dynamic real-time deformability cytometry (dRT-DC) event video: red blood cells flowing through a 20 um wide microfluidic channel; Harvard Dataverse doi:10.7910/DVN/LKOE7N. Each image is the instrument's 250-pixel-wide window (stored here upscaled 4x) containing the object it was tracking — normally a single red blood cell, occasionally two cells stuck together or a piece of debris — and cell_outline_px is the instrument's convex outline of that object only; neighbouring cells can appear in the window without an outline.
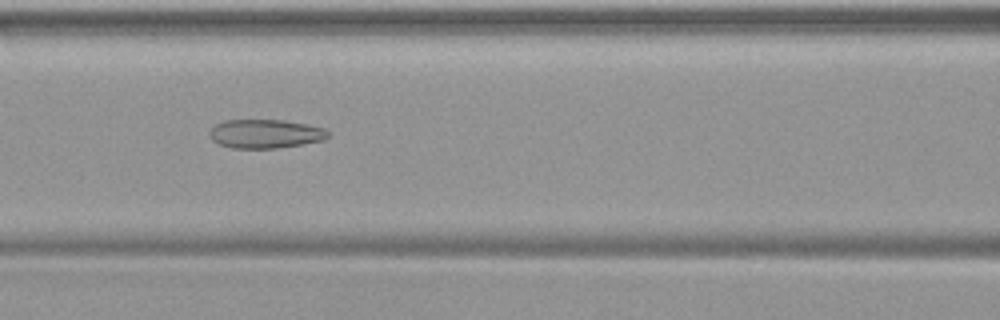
{"species": "common noctule bat (a hibernating species)", "species_latin": "Nyctalus noctula", "temperature_condition": "warm", "stored_images_in_passage": 38, "camera_frame_rate_fps": 3000, "um_per_image_px": 0.085, "animal": {"sex": "female", "body_mass_g": 19.9}, "frame": {"image": 1, "passage_image": 10, "time_ms": 3.0, "image_size_px": [1000, 320], "cell_outline_px": [[328, 136], [324, 140], [276, 148], [232, 148], [220, 144], [212, 140], [208, 132], [216, 124], [224, 120], [284, 120], [308, 124], [324, 128], [328, 132]], "centroid_in_image_um": [22.54, 11.36], "position_along_channel_um": 144.1, "area_um2": 19.83}}
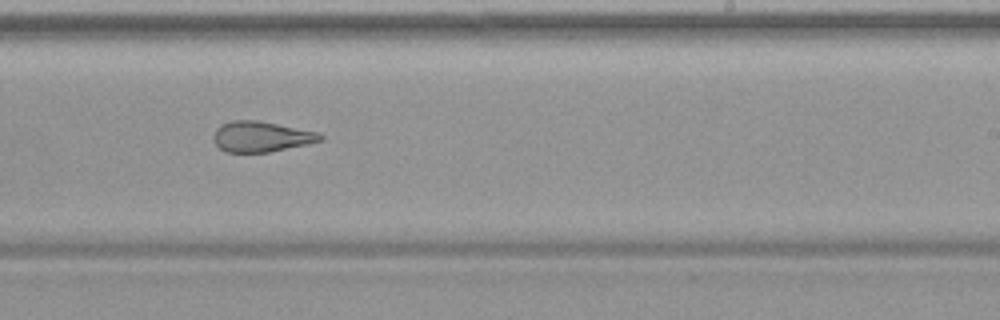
{"frame": {"image": 2, "passage_image": 19, "time_ms": 6.0, "image_size_px": [1000, 320], "cell_outline_px": [[324, 140], [308, 144], [268, 152], [228, 152], [220, 148], [216, 144], [212, 136], [216, 128], [220, 124], [232, 120], [256, 120], [316, 132], [324, 136]], "centroid_in_image_um": [22.18, 11.61], "position_along_channel_um": 266.8, "area_um2": 18.84}}
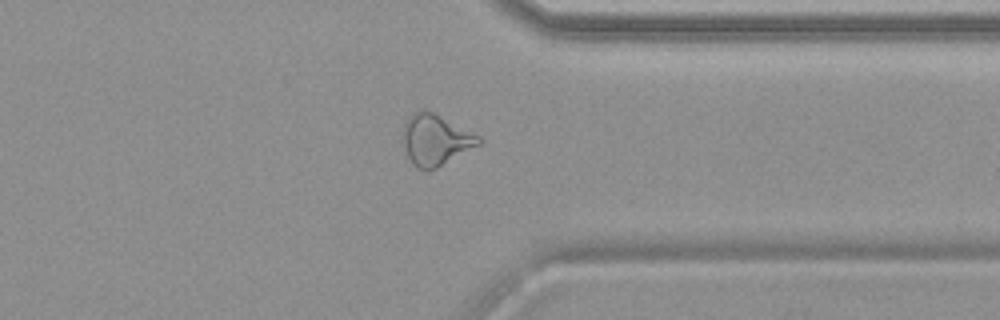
{"frame": {"image": 3, "passage_image": 27, "time_ms": 8.667, "image_size_px": [1000, 320], "cell_outline_px": [[484, 140], [480, 144], [436, 168], [416, 168], [412, 164], [404, 148], [400, 136], [404, 124], [408, 116], [420, 108], [432, 112], [480, 136]], "centroid_in_image_um": [36.97, 11.86], "position_along_channel_um": 374.4, "area_um2": 22.43}}